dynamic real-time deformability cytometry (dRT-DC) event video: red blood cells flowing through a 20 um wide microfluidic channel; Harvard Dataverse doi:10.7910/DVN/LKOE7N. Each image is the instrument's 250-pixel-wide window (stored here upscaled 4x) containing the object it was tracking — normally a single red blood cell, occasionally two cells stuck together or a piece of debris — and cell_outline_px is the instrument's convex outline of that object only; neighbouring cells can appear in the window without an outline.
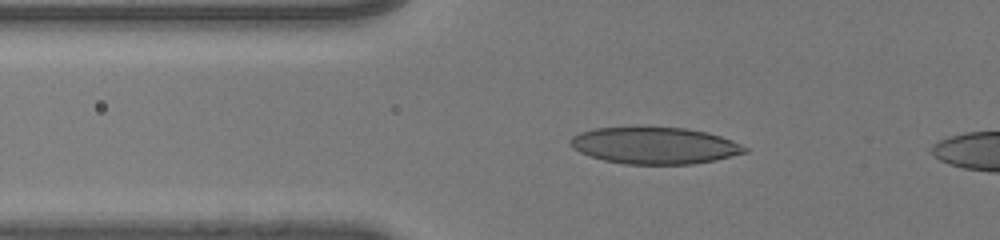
{"species": "human", "species_latin": "Homo sapiens", "temperature_condition": "room temperature", "stored_images_in_passage": 35, "segment_of_instrument_passage": [1, 2], "camera_frame_rate_fps": 3000, "um_per_image_px": 0.085, "donor": {"sex": "male"}, "frame": {"image": 1, "passage_image": 2, "time_ms": 0.333, "image_size_px": [1000, 240], "cell_outline_px": [[748, 152], [716, 160], [692, 164], [624, 164], [604, 160], [580, 152], [572, 148], [572, 136], [580, 132], [592, 128], [684, 128], [708, 132], [732, 140], [748, 148]], "centroid_in_image_um": [55.68, 12.38], "position_along_channel_um": 70.1, "area_um2": 36.99}}
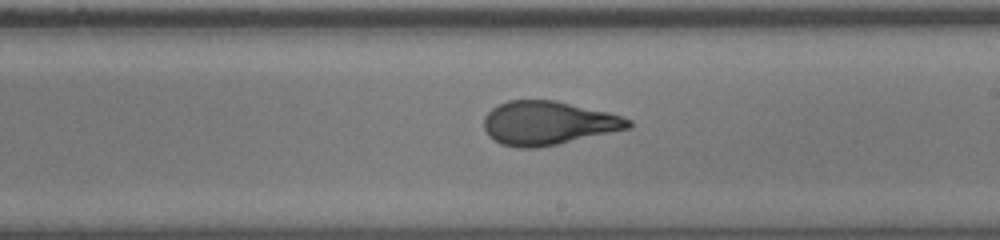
{"frame": {"image": 2, "passage_image": 16, "time_ms": 5.0, "image_size_px": [1000, 240], "cell_outline_px": [[632, 128], [556, 144], [536, 148], [516, 148], [500, 144], [488, 136], [484, 128], [484, 116], [492, 108], [508, 100], [556, 100], [608, 112], [632, 120]], "centroid_in_image_um": [46.57, 10.46], "position_along_channel_um": 242.4, "area_um2": 36.88}}
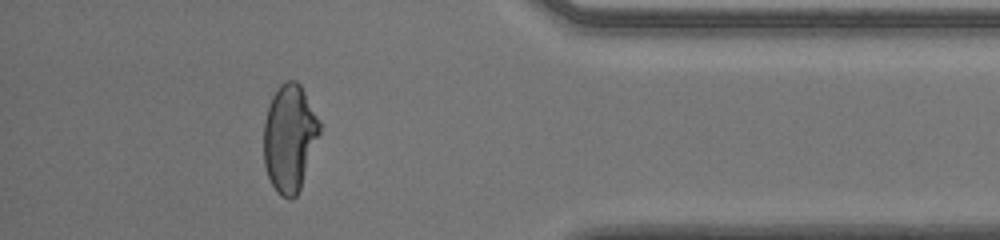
{"frame": {"image": 3, "passage_image": 30, "time_ms": 9.667, "image_size_px": [1000, 240], "cell_outline_px": [[320, 132], [300, 188], [296, 196], [292, 200], [288, 200], [280, 196], [276, 192], [268, 176], [264, 164], [264, 120], [272, 96], [276, 88], [280, 84], [288, 80], [296, 80], [300, 84], [320, 120]], "centroid_in_image_um": [24.6, 11.73], "position_along_channel_um": 410.6, "area_um2": 34.91}}